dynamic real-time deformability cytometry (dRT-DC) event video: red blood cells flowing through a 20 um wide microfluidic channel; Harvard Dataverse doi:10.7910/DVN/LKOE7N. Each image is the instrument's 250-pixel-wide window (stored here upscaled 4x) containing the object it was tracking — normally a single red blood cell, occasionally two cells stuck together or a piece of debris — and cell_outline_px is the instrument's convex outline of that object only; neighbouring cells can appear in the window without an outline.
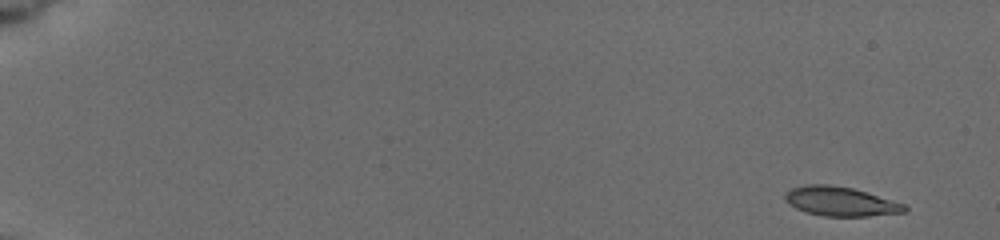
{"species": "common noctule bat (a hibernating species)", "species_latin": "Nyctalus noctula", "temperature_condition": "cold", "stored_images_in_passage": 7, "camera_frame_rate_fps": 3000, "um_per_image_px": 0.085, "animal": {"sex": "female", "body_mass_g": 19.5, "forearm_length_mm": 54.1}, "frame": {"image": 1, "passage_image": 1, "time_ms": 0.0, "image_size_px": [1000, 240], "cell_outline_px": [[908, 212], [868, 216], [824, 216], [808, 212], [796, 208], [788, 204], [784, 200], [784, 192], [792, 188], [804, 184], [828, 184], [852, 188], [904, 204], [908, 208]], "centroid_in_image_um": [71.41, 17.12], "position_along_channel_um": 13.6, "area_um2": 20.35}}
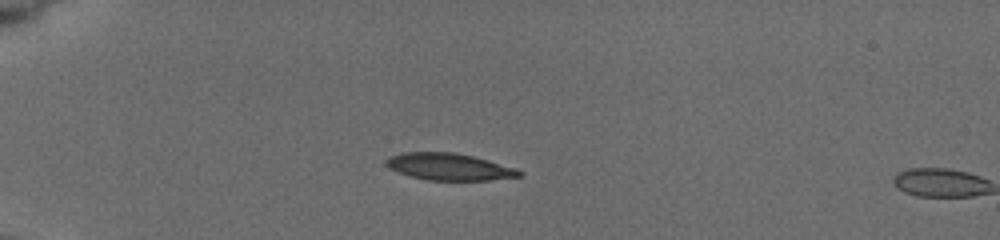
{"frame": {"image": 2, "passage_image": 6, "time_ms": 4.333, "image_size_px": [1000, 240], "cell_outline_px": [[524, 172], [520, 176], [488, 180], [428, 180], [408, 176], [396, 172], [388, 168], [384, 164], [384, 160], [388, 156], [400, 152], [456, 152], [488, 160], [516, 168]], "centroid_in_image_um": [38.09, 14.16], "position_along_channel_um": 46.9, "area_um2": 21.15}}